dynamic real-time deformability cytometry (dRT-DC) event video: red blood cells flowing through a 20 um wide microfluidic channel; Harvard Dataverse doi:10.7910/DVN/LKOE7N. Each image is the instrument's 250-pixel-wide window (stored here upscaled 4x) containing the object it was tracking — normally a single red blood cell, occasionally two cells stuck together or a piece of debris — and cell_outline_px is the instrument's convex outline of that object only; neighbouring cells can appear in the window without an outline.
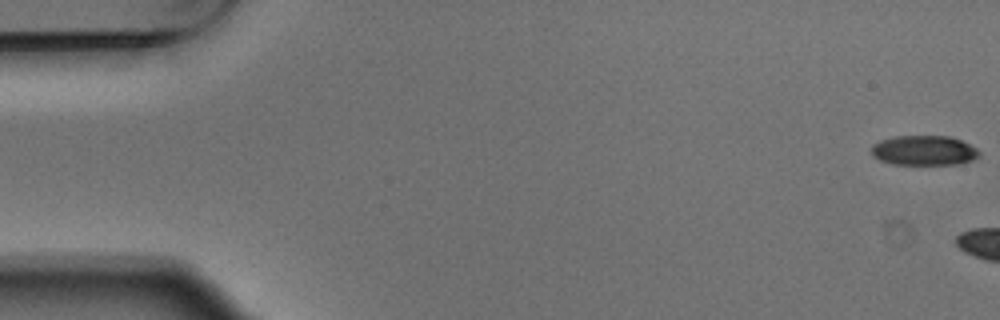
{"species": "Egyptian fruit bat (a non-hibernating species)", "species_latin": "Rousettus aegyptiacus", "temperature_condition": "warm", "stored_images_in_passage": 7, "camera_frame_rate_fps": 3000, "um_per_image_px": 0.085, "animal": {"sex": "male"}, "frame": {"image": 1, "passage_image": 1, "time_ms": 0.0, "image_size_px": [1000, 320], "cell_outline_px": [[980, 156], [972, 160], [960, 164], [892, 164], [880, 160], [872, 156], [872, 144], [880, 140], [896, 136], [948, 136], [960, 140], [976, 148], [980, 152]], "centroid_in_image_um": [78.53, 12.79], "position_along_channel_um": 6.5, "area_um2": 18.73}}